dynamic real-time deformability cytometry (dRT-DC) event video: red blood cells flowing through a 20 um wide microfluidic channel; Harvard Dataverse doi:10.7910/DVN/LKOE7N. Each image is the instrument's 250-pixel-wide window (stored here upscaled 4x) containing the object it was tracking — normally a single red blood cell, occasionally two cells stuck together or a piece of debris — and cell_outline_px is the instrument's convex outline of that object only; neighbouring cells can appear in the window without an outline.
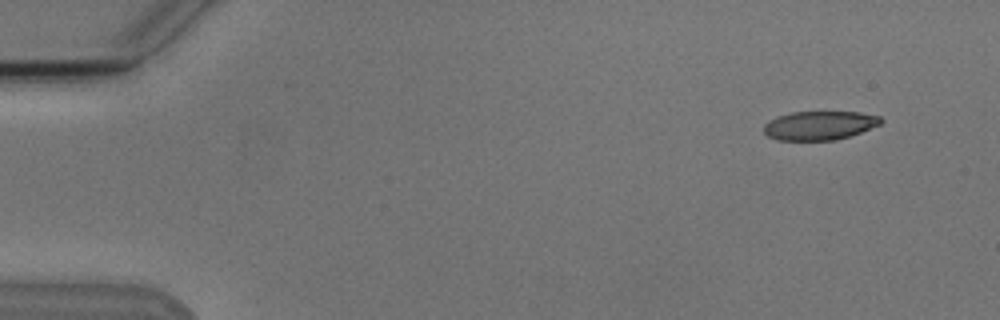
{"species": "Egyptian fruit bat (a non-hibernating species)", "species_latin": "Rousettus aegyptiacus", "temperature_condition": "cold", "stored_images_in_passage": 6, "camera_frame_rate_fps": 3000, "um_per_image_px": 0.085, "animal": {"sex": "male"}, "frame": {"image": 1, "passage_image": 2, "time_ms": 1.0, "image_size_px": [1000, 320], "cell_outline_px": [[884, 120], [880, 124], [860, 132], [848, 136], [832, 140], [776, 140], [768, 136], [764, 132], [764, 124], [768, 120], [792, 112], [860, 112], [880, 116]], "centroid_in_image_um": [69.65, 10.66], "position_along_channel_um": 15.4, "area_um2": 19.54}}
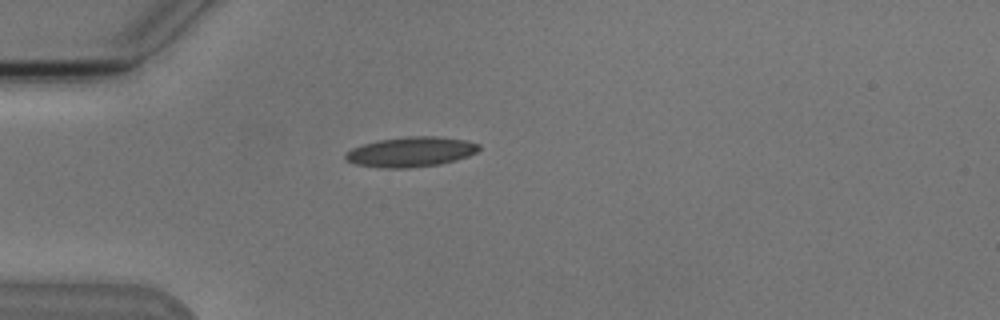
{"frame": {"image": 2, "passage_image": 5, "time_ms": 4.667, "image_size_px": [1000, 320], "cell_outline_px": [[480, 148], [476, 152], [468, 156], [456, 160], [440, 164], [408, 168], [380, 168], [356, 164], [344, 160], [344, 156], [352, 148], [364, 144], [380, 140], [408, 136], [436, 136], [464, 140], [480, 144]], "centroid_in_image_um": [34.92, 12.91], "position_along_channel_um": 50.1, "area_um2": 23.24}}